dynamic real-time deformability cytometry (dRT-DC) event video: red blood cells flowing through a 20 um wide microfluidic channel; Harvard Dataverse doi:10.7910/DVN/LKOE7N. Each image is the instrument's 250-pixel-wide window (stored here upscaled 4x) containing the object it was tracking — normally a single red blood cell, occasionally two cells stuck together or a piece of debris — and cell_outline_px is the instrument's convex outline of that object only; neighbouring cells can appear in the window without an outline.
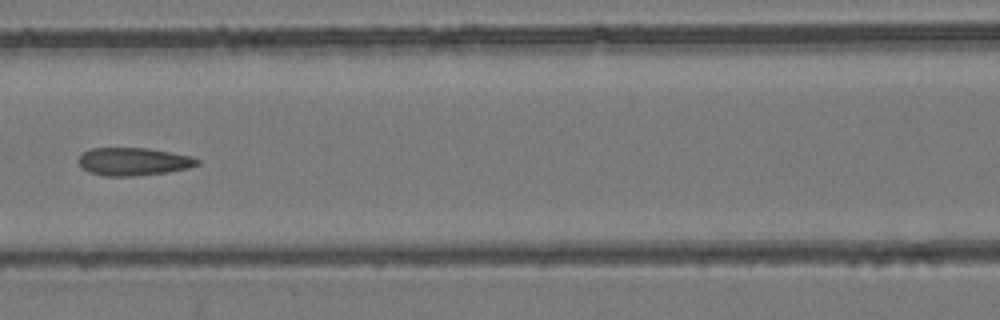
{"species": "common noctule bat (a hibernating species)", "species_latin": "Nyctalus noctula", "temperature_condition": "room temperature", "stored_images_in_passage": 8, "camera_frame_rate_fps": 3000, "um_per_image_px": 0.085, "animal": {"sex": "female", "body_mass_g": 24.6, "forearm_length_mm": 56.2}, "frame": {"image": 1, "passage_image": 6, "time_ms": 7.333, "image_size_px": [1000, 320], "cell_outline_px": [[200, 164], [188, 168], [168, 172], [132, 176], [104, 176], [88, 172], [76, 160], [84, 152], [92, 148], [148, 148], [192, 156], [200, 160]], "centroid_in_image_um": [11.36, 13.73], "position_along_channel_um": 155.2, "area_um2": 19.31}}
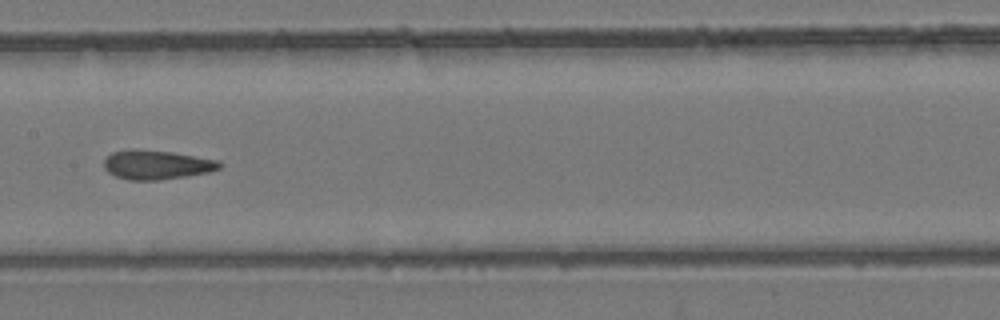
{"frame": {"image": 2, "passage_image": 7, "time_ms": 8.333, "image_size_px": [1000, 320], "cell_outline_px": [[224, 164], [220, 168], [212, 172], [188, 176], [160, 180], [128, 180], [116, 176], [108, 172], [104, 168], [104, 156], [112, 152], [124, 148], [136, 148], [172, 152], [220, 160]], "centroid_in_image_um": [13.31, 13.99], "position_along_channel_um": 194.1, "area_um2": 20.29}}
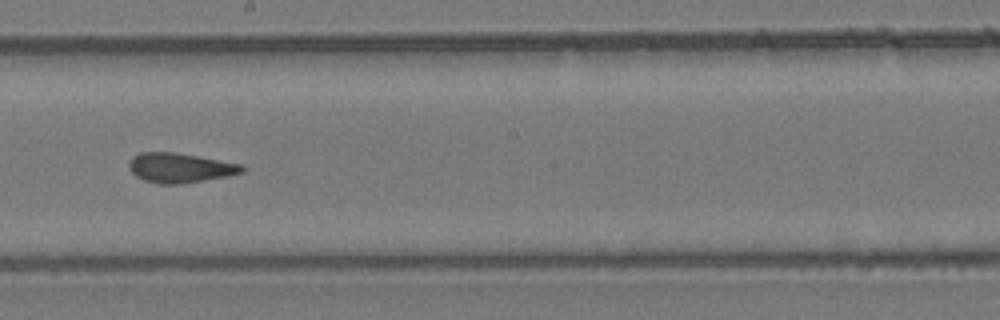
{"frame": {"image": 3, "passage_image": 8, "time_ms": 9.333, "image_size_px": [1000, 320], "cell_outline_px": [[248, 168], [244, 172], [228, 176], [180, 184], [160, 184], [144, 180], [136, 176], [128, 168], [128, 164], [132, 156], [140, 152], [172, 152], [244, 164]], "centroid_in_image_um": [15.32, 14.26], "position_along_channel_um": 232.9, "area_um2": 19.65}}